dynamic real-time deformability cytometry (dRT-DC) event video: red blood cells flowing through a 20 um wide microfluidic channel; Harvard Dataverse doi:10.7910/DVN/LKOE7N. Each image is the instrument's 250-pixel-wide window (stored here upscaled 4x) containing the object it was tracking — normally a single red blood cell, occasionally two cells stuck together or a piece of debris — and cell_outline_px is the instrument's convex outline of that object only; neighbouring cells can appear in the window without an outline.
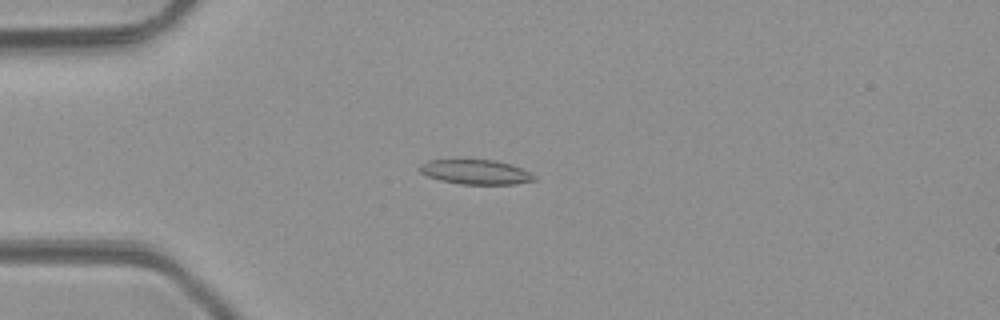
{"species": "common noctule bat (a hibernating species)", "species_latin": "Nyctalus noctula", "temperature_condition": "room temperature", "stored_images_in_passage": 3, "camera_frame_rate_fps": 3000, "um_per_image_px": 0.085, "animal": {"sex": "male", "body_mass_g": 23.1, "forearm_length_mm": 52.7}, "frame": {"image": 1, "passage_image": 2, "time_ms": 1.0, "image_size_px": [1000, 320], "cell_outline_px": [[536, 180], [512, 184], [460, 184], [440, 180], [428, 176], [420, 172], [420, 164], [428, 160], [456, 156], [460, 156], [492, 160], [508, 164], [520, 168], [536, 176]], "centroid_in_image_um": [40.33, 14.56], "position_along_channel_um": 44.7, "area_um2": 17.11}}